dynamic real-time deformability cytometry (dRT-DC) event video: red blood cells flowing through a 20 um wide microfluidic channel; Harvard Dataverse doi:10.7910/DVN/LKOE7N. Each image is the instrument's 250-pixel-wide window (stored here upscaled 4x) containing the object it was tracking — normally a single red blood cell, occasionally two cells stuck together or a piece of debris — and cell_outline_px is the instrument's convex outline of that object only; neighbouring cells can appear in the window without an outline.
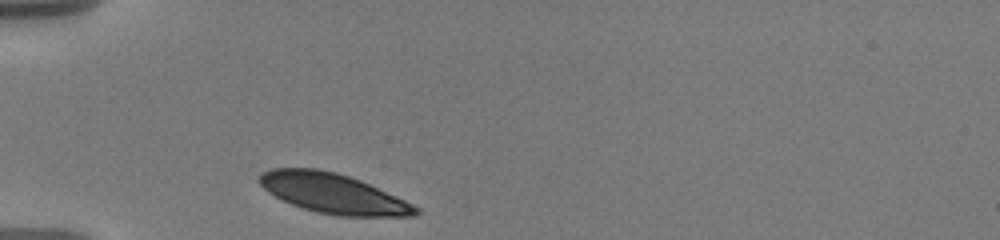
{"species": "human", "species_latin": "Homo sapiens", "temperature_condition": "warm", "stored_images_in_passage": 34, "camera_frame_rate_fps": 3000, "um_per_image_px": 0.085, "donor": {"sex": "male"}, "frame": {"image": 1, "passage_image": 1, "time_ms": 0.0, "image_size_px": [1000, 240], "cell_outline_px": [[420, 212], [416, 216], [336, 216], [316, 212], [292, 204], [268, 192], [256, 180], [264, 172], [272, 168], [316, 168], [336, 172], [360, 180], [404, 200], [420, 208]], "centroid_in_image_um": [28.31, 16.44], "position_along_channel_um": 56.7, "area_um2": 36.01}}
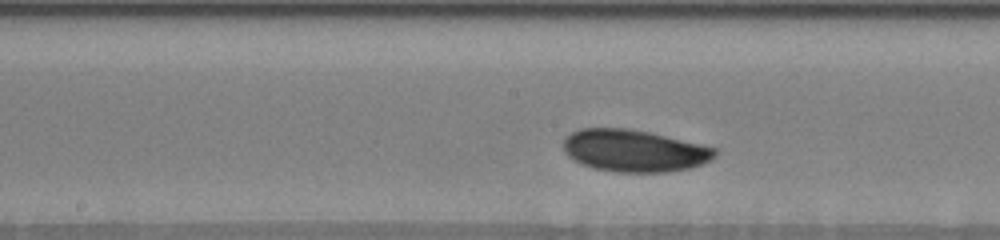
{"frame": {"image": 2, "passage_image": 17, "time_ms": 4.333, "image_size_px": [1000, 240], "cell_outline_px": [[716, 156], [704, 164], [688, 168], [668, 172], [616, 172], [592, 168], [580, 164], [568, 156], [564, 152], [564, 140], [572, 132], [580, 128], [628, 128], [648, 132], [700, 144], [716, 148]], "centroid_in_image_um": [53.89, 12.82], "position_along_channel_um": 194.3, "area_um2": 37.17}}
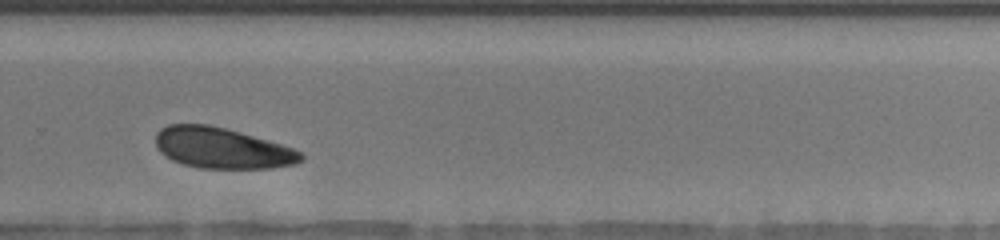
{"frame": {"image": 3, "passage_image": 28, "time_ms": 7.667, "image_size_px": [1000, 240], "cell_outline_px": [[304, 160], [296, 164], [272, 168], [200, 168], [184, 164], [172, 160], [160, 152], [156, 144], [156, 132], [160, 128], [168, 124], [208, 124], [228, 128], [268, 140], [292, 148], [300, 152], [304, 156]], "centroid_in_image_um": [18.87, 12.58], "position_along_channel_um": 310.9, "area_um2": 34.68}}